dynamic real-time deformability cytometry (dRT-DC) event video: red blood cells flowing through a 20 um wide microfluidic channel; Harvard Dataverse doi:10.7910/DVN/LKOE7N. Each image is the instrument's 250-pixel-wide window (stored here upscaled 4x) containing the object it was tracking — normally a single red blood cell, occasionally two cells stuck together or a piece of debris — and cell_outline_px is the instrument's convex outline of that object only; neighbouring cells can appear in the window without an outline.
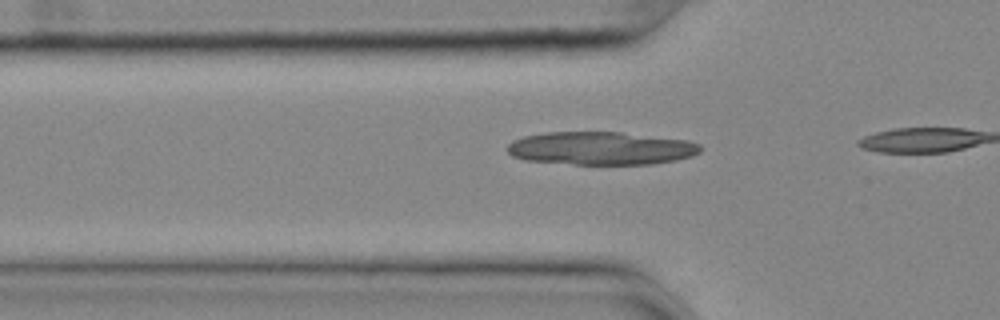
{"species": "common noctule bat (a hibernating species)", "species_latin": "Nyctalus noctula", "temperature_condition": "cold", "stored_images_in_passage": 6, "camera_frame_rate_fps": 3000, "um_per_image_px": 0.085, "animal": {"sex": "female", "body_mass_g": 25.1}, "frame": {"image": 1, "passage_image": 4, "time_ms": 1.0, "image_size_px": [1000, 320], "cell_outline_px": [[704, 148], [700, 152], [692, 156], [676, 160], [652, 164], [572, 164], [524, 160], [512, 156], [508, 152], [508, 144], [512, 140], [524, 136], [544, 132], [620, 132], [688, 140], [700, 144]], "centroid_in_image_um": [51.09, 12.6], "position_along_channel_um": 74.7, "area_um2": 37.45}}